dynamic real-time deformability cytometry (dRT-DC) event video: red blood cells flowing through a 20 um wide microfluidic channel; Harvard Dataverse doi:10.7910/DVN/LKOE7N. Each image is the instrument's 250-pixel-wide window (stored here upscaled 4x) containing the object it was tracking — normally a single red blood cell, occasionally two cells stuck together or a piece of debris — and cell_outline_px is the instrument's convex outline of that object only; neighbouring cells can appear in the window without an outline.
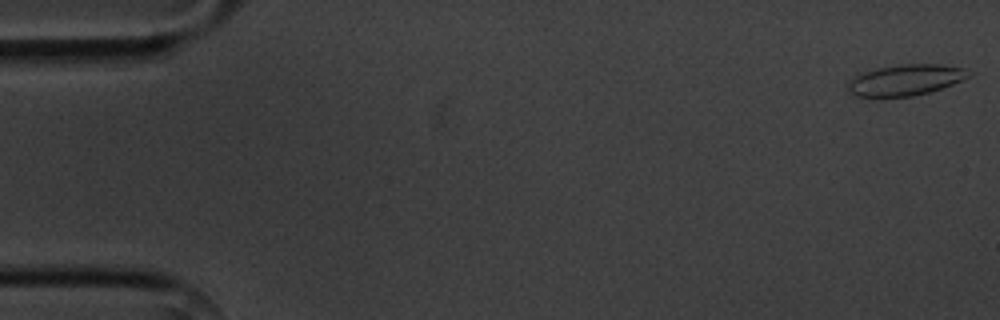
{"species": "common noctule bat (a hibernating species)", "species_latin": "Nyctalus noctula", "temperature_condition": "cold", "stored_images_in_passage": 4, "camera_frame_rate_fps": 3000, "um_per_image_px": 0.085, "animal": {"sex": "male", "body_mass_g": 20.1, "forearm_length_mm": 53.5}, "frame": {"image": 1, "passage_image": 1, "time_ms": 0.0, "image_size_px": [1000, 320], "cell_outline_px": [[972, 76], [952, 84], [928, 92], [912, 96], [856, 96], [848, 92], [848, 80], [852, 76], [860, 72], [900, 64], [940, 64], [964, 68], [972, 72]], "centroid_in_image_um": [76.96, 6.78], "position_along_channel_um": 8.0, "area_um2": 21.79}}